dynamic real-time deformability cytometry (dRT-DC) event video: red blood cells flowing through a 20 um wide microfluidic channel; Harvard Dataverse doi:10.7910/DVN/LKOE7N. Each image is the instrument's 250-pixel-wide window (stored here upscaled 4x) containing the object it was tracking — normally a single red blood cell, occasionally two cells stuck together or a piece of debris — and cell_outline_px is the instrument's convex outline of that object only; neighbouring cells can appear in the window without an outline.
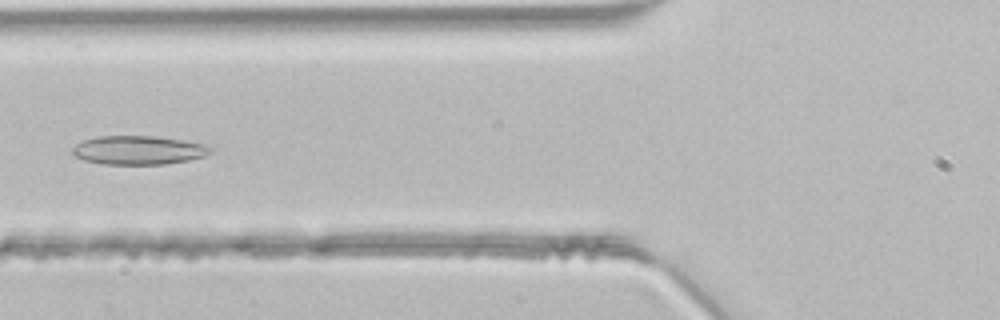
{"species": "common noctule bat (a hibernating species)", "species_latin": "Nyctalus noctula", "temperature_condition": "room temperature", "stored_images_in_passage": 31, "camera_frame_rate_fps": 3000, "um_per_image_px": 0.085, "animal": {"sex": "male", "body_mass_g": 21.5, "forearm_length_mm": 52.0}, "frame": {"image": 1, "passage_image": 8, "time_ms": 2.333, "image_size_px": [1000, 320], "cell_outline_px": [[212, 152], [204, 156], [188, 160], [164, 164], [100, 164], [84, 160], [76, 156], [72, 152], [72, 148], [76, 144], [84, 140], [96, 136], [156, 136], [204, 144], [212, 148]], "centroid_in_image_um": [11.75, 12.76], "position_along_channel_um": 114.1, "area_um2": 23.06}}
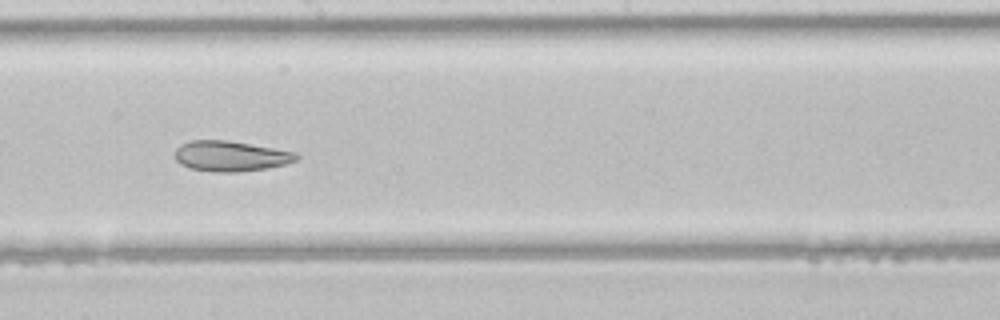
{"frame": {"image": 2, "passage_image": 16, "time_ms": 5.0, "image_size_px": [1000, 320], "cell_outline_px": [[300, 156], [296, 160], [284, 164], [264, 168], [236, 172], [216, 172], [188, 168], [180, 164], [176, 160], [176, 148], [180, 144], [188, 140], [228, 140], [296, 152]], "centroid_in_image_um": [19.57, 13.26], "position_along_channel_um": 228.6, "area_um2": 21.44}}
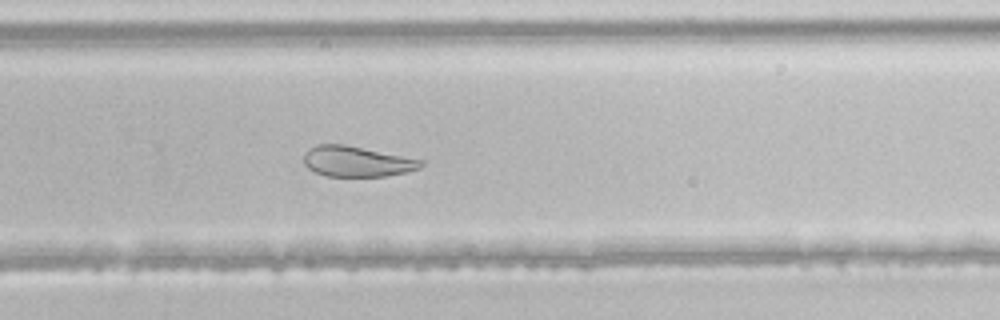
{"frame": {"image": 3, "passage_image": 21, "time_ms": 6.667, "image_size_px": [1000, 320], "cell_outline_px": [[424, 164], [420, 168], [408, 172], [388, 176], [328, 176], [316, 172], [308, 168], [304, 164], [304, 156], [308, 148], [316, 144], [344, 144], [424, 160]], "centroid_in_image_um": [30.35, 13.72], "position_along_channel_um": 299.5, "area_um2": 20.87}}